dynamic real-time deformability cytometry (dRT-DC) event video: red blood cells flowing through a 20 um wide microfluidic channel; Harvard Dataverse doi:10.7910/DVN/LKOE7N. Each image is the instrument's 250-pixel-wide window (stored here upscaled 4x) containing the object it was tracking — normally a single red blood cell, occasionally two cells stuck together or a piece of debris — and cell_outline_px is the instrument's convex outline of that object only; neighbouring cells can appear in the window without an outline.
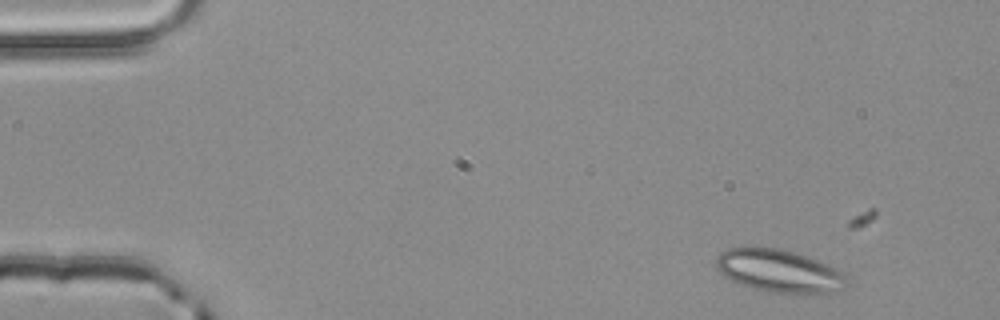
{"species": "common noctule bat (a hibernating species)", "species_latin": "Nyctalus noctula", "temperature_condition": "room temperature", "stored_images_in_passage": 3, "camera_frame_rate_fps": 3000, "um_per_image_px": 0.085, "animal": {"sex": "male", "body_mass_g": 20.4}, "frame": {"image": 1, "passage_image": 1, "time_ms": 0.0, "image_size_px": [1000, 320], "cell_outline_px": [[848, 280], [844, 288], [840, 292], [816, 296], [804, 296], [772, 292], [752, 288], [740, 284], [724, 276], [716, 268], [716, 256], [720, 252], [728, 248], [744, 244], [748, 244], [776, 248], [796, 252], [820, 260], [848, 272]], "centroid_in_image_um": [66.32, 23.04], "position_along_channel_um": 18.7, "area_um2": 34.62}}